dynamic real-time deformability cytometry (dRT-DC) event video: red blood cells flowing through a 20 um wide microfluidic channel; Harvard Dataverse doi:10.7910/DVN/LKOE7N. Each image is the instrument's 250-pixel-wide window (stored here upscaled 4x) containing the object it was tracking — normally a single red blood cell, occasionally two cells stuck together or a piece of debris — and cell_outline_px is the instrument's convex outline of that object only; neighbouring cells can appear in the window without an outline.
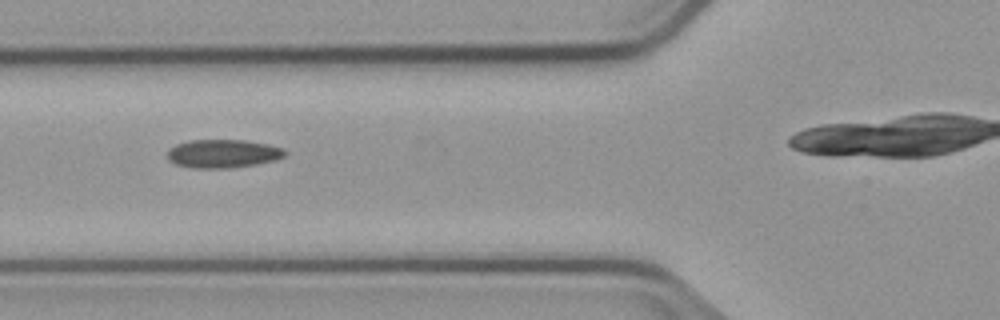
{"species": "common noctule bat (a hibernating species)", "species_latin": "Nyctalus noctula", "temperature_condition": "cold", "stored_images_in_passage": 9, "segment_of_instrument_passage": [1, 2], "camera_frame_rate_fps": 3000, "um_per_image_px": 0.085, "animal": {"sex": "male", "body_mass_g": 23.1, "forearm_length_mm": 52.7}, "frame": {"image": 1, "passage_image": 4, "time_ms": 3.667, "image_size_px": [1000, 320], "cell_outline_px": [[288, 152], [284, 156], [276, 160], [256, 164], [228, 168], [192, 168], [176, 164], [168, 160], [168, 148], [176, 144], [192, 140], [244, 140], [268, 144], [284, 148]], "centroid_in_image_um": [18.96, 13.06], "position_along_channel_um": 106.8, "area_um2": 19.54}}
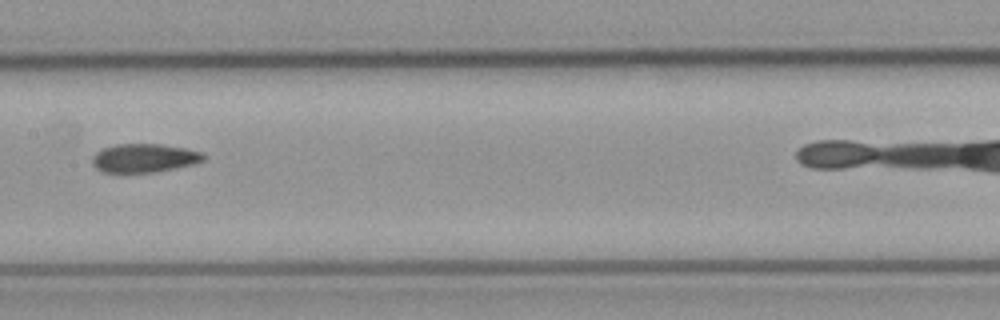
{"frame": {"image": 2, "passage_image": 6, "time_ms": 6.0, "image_size_px": [1000, 320], "cell_outline_px": [[208, 156], [204, 160], [192, 164], [176, 168], [156, 172], [120, 176], [100, 172], [92, 164], [92, 156], [96, 152], [104, 148], [116, 144], [160, 144], [184, 148], [204, 152]], "centroid_in_image_um": [12.2, 13.49], "position_along_channel_um": 195.2, "area_um2": 19.48}}